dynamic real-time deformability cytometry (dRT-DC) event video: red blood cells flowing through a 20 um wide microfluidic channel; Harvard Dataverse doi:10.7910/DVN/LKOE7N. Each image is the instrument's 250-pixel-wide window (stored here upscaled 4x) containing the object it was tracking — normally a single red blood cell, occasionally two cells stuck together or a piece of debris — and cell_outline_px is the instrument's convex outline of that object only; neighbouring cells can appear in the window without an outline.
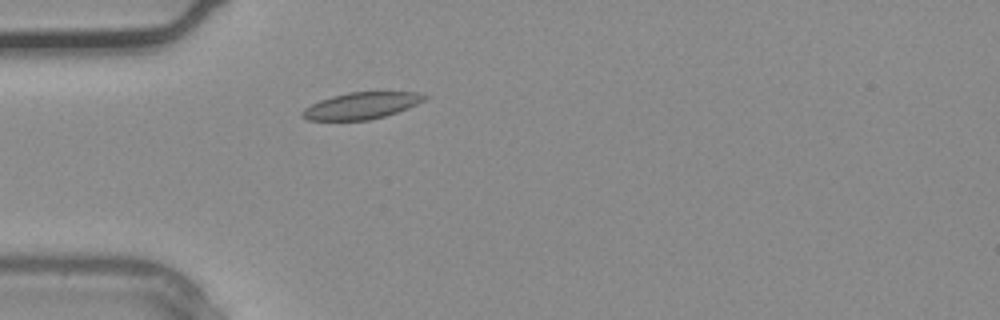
{"species": "common noctule bat (a hibernating species)", "species_latin": "Nyctalus noctula", "temperature_condition": "warm", "stored_images_in_passage": 4, "camera_frame_rate_fps": 3000, "um_per_image_px": 0.085, "animal": {"sex": "male", "body_mass_g": 20.4}, "frame": {"image": 1, "passage_image": 3, "time_ms": 0.667, "image_size_px": [1000, 320], "cell_outline_px": [[428, 96], [424, 100], [408, 108], [384, 116], [368, 120], [308, 120], [300, 116], [300, 112], [304, 108], [320, 100], [332, 96], [348, 92], [420, 92]], "centroid_in_image_um": [30.69, 8.98], "position_along_channel_um": 54.3, "area_um2": 18.9}}